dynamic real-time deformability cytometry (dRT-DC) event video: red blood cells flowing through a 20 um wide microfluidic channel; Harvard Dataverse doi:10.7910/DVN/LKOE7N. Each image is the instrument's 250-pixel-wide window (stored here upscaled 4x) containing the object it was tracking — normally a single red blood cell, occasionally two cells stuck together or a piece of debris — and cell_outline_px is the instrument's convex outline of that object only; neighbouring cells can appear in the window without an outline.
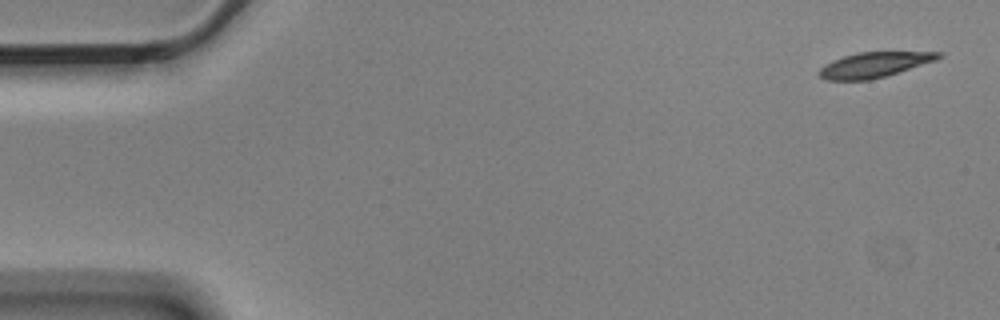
{"species": "Egyptian fruit bat (a non-hibernating species)", "species_latin": "Rousettus aegyptiacus", "temperature_condition": "cold", "stored_images_in_passage": 5, "camera_frame_rate_fps": 3000, "um_per_image_px": 0.085, "animal": {"sex": "male"}, "frame": {"image": 1, "passage_image": 1, "time_ms": 0.0, "image_size_px": [1000, 320], "cell_outline_px": [[944, 56], [936, 60], [884, 76], [868, 80], [824, 80], [816, 72], [820, 68], [832, 60], [856, 52], [944, 52]], "centroid_in_image_um": [74.28, 5.5], "position_along_channel_um": 10.7, "area_um2": 17.4}}
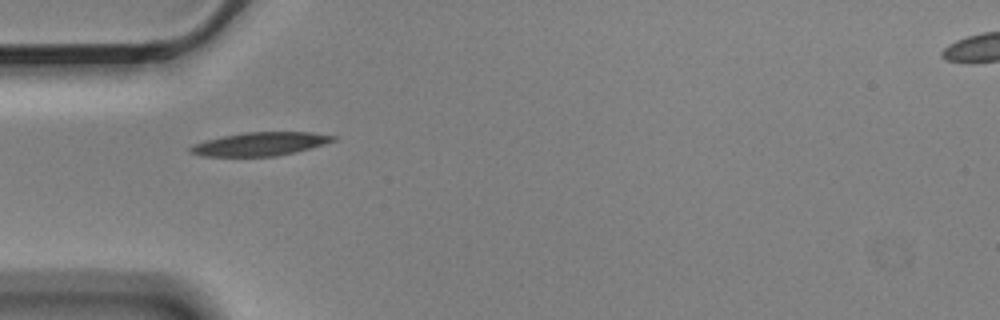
{"frame": {"image": 2, "passage_image": 4, "time_ms": 1.0, "image_size_px": [1000, 320], "cell_outline_px": [[336, 140], [324, 144], [296, 152], [276, 156], [204, 156], [188, 152], [188, 148], [192, 144], [204, 140], [244, 132], [312, 132], [336, 136]], "centroid_in_image_um": [22.08, 12.23], "position_along_channel_um": 62.9, "area_um2": 19.54}}
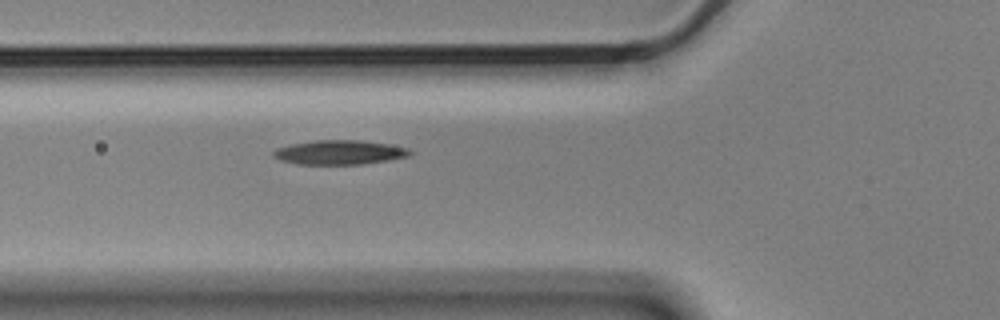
{"frame": {"image": 3, "passage_image": 5, "time_ms": 1.333, "image_size_px": [1000, 320], "cell_outline_px": [[412, 152], [408, 156], [388, 160], [364, 164], [296, 164], [280, 160], [272, 156], [272, 152], [276, 148], [292, 144], [316, 140], [360, 140], [388, 144], [408, 148]], "centroid_in_image_um": [28.83, 12.95], "position_along_channel_um": 97.0, "area_um2": 19.31}}